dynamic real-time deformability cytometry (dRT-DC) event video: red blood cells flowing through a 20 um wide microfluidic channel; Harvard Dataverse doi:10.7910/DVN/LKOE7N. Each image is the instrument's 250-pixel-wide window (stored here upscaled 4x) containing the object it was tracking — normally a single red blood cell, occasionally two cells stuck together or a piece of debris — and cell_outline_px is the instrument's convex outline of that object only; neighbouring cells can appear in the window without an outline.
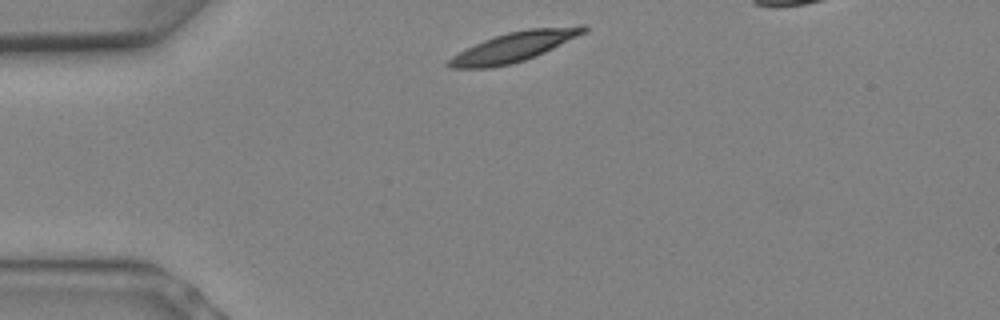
{"species": "Egyptian fruit bat (a non-hibernating species)", "species_latin": "Rousettus aegyptiacus", "temperature_condition": "warm", "stored_images_in_passage": 5, "camera_frame_rate_fps": 3000, "um_per_image_px": 0.085, "animal": {"sex": "female"}, "frame": {"image": 1, "passage_image": 1, "time_ms": 0.0, "image_size_px": [1000, 320], "cell_outline_px": [[588, 28], [584, 32], [544, 52], [524, 60], [512, 64], [488, 68], [448, 68], [444, 64], [452, 56], [484, 40], [508, 32], [528, 28], [580, 24], [588, 24]], "centroid_in_image_um": [43.7, 3.96], "position_along_channel_um": 41.3, "area_um2": 23.18}}
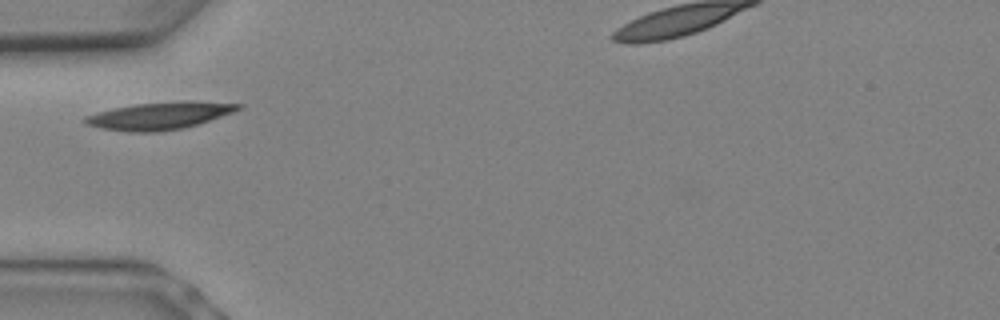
{"frame": {"image": 2, "passage_image": 3, "time_ms": 0.667, "image_size_px": [1000, 320], "cell_outline_px": [[244, 104], [240, 108], [232, 112], [196, 124], [180, 128], [156, 132], [132, 132], [100, 128], [84, 124], [84, 116], [112, 108], [136, 104], [184, 100], [192, 100]], "centroid_in_image_um": [13.52, 9.82], "position_along_channel_um": 71.5, "area_um2": 24.22}}